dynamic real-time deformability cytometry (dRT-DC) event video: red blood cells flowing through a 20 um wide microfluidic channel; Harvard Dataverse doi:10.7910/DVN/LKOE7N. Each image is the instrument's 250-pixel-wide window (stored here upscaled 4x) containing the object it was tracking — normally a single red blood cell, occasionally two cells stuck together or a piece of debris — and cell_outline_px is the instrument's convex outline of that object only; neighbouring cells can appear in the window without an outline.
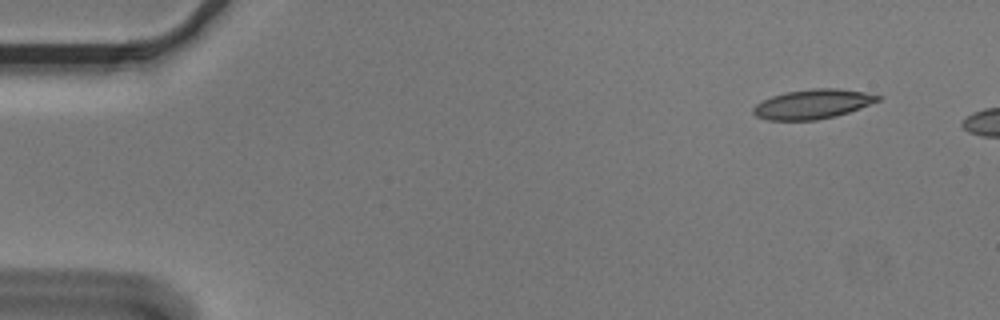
{"species": "Egyptian fruit bat (a non-hibernating species)", "species_latin": "Rousettus aegyptiacus", "temperature_condition": "cold", "stored_images_in_passage": 3, "camera_frame_rate_fps": 3000, "um_per_image_px": 0.085, "animal": {"sex": "male"}, "frame": {"image": 1, "passage_image": 1, "time_ms": 0.0, "image_size_px": [1000, 320], "cell_outline_px": [[880, 100], [860, 108], [836, 116], [816, 120], [768, 120], [756, 116], [752, 112], [752, 108], [756, 104], [772, 96], [784, 92], [812, 88], [836, 88], [864, 92], [880, 96]], "centroid_in_image_um": [69.05, 8.85], "position_along_channel_um": 15.9, "area_um2": 21.33}}